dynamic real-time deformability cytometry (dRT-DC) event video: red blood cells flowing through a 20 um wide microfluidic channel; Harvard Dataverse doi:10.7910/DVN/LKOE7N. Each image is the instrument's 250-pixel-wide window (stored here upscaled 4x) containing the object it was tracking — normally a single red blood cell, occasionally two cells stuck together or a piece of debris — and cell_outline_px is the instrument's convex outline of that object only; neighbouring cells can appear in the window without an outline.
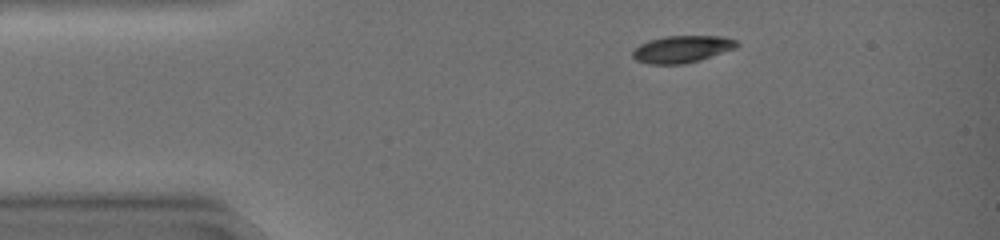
{"species": "common noctule bat (a hibernating species)", "species_latin": "Nyctalus noctula", "temperature_condition": "warm", "stored_images_in_passage": 37, "camera_frame_rate_fps": 3000, "um_per_image_px": 0.085, "animal": {"sex": "female", "body_mass_g": 19.0, "forearm_length_mm": 51.5}, "frame": {"image": 1, "passage_image": 1, "time_ms": 0.0, "image_size_px": [1000, 240], "cell_outline_px": [[740, 44], [736, 48], [700, 60], [684, 64], [648, 64], [636, 60], [632, 56], [632, 52], [640, 44], [648, 40], [664, 36], [724, 36], [736, 40]], "centroid_in_image_um": [57.98, 4.17], "position_along_channel_um": 27.0, "area_um2": 16.53}}
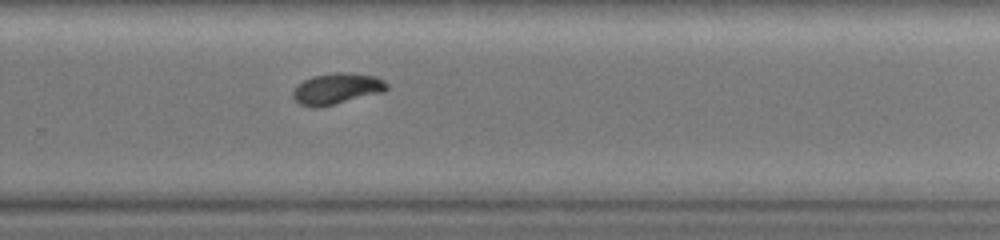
{"frame": {"image": 2, "passage_image": 24, "time_ms": 7.667, "image_size_px": [1000, 240], "cell_outline_px": [[388, 88], [384, 92], [316, 108], [312, 108], [300, 104], [292, 96], [292, 92], [296, 84], [312, 76], [376, 76], [388, 84]], "centroid_in_image_um": [28.57, 7.61], "position_along_channel_um": 301.2, "area_um2": 15.95}}
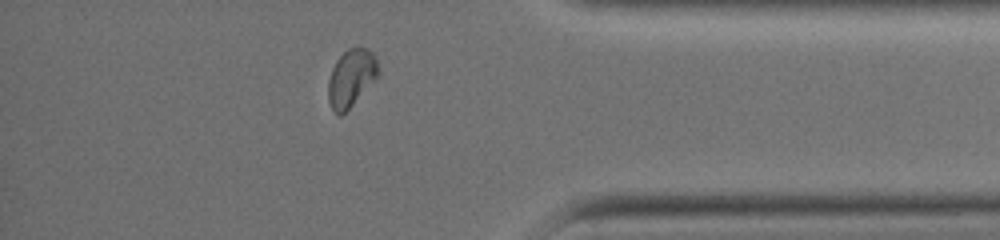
{"frame": {"image": 3, "passage_image": 32, "time_ms": 10.333, "image_size_px": [1000, 240], "cell_outline_px": [[376, 76], [352, 104], [340, 116], [332, 108], [328, 100], [328, 80], [332, 68], [336, 60], [348, 48], [356, 44], [368, 48], [376, 56]], "centroid_in_image_um": [29.8, 6.55], "position_along_channel_um": 405.4, "area_um2": 16.3}, "authors_computed_cell_mechanics": {"area_um2": 17.1088, "velocity_mm_per_s": 4.2905, "shape_relaxation_time_tau1_ms": 2.3288, "shape_relaxation_time_tau2_ms": null, "deformation_change_tau1": 0.152, "deformation_change_tau2": null}}